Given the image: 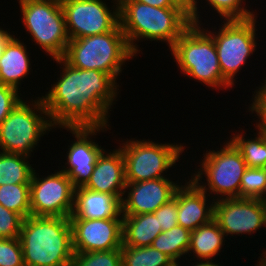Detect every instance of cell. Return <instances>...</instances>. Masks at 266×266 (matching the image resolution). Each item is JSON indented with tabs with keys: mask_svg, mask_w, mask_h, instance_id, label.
<instances>
[{
	"mask_svg": "<svg viewBox=\"0 0 266 266\" xmlns=\"http://www.w3.org/2000/svg\"><path fill=\"white\" fill-rule=\"evenodd\" d=\"M223 144L220 150L209 149L205 154L203 153L204 158L198 166L200 168L193 175L191 174V179L203 191L209 192L207 193L209 197L210 194L211 197L215 194L214 200L240 198L241 178L247 169L236 146L229 139ZM203 177L206 178L207 183L201 181Z\"/></svg>",
	"mask_w": 266,
	"mask_h": 266,
	"instance_id": "obj_7",
	"label": "cell"
},
{
	"mask_svg": "<svg viewBox=\"0 0 266 266\" xmlns=\"http://www.w3.org/2000/svg\"><path fill=\"white\" fill-rule=\"evenodd\" d=\"M0 266H25L19 238H0Z\"/></svg>",
	"mask_w": 266,
	"mask_h": 266,
	"instance_id": "obj_31",
	"label": "cell"
},
{
	"mask_svg": "<svg viewBox=\"0 0 266 266\" xmlns=\"http://www.w3.org/2000/svg\"><path fill=\"white\" fill-rule=\"evenodd\" d=\"M125 186V164L121 149L116 148L110 152L104 149L97 157L90 179L83 187L108 193L122 200Z\"/></svg>",
	"mask_w": 266,
	"mask_h": 266,
	"instance_id": "obj_18",
	"label": "cell"
},
{
	"mask_svg": "<svg viewBox=\"0 0 266 266\" xmlns=\"http://www.w3.org/2000/svg\"><path fill=\"white\" fill-rule=\"evenodd\" d=\"M24 218L0 204V238H19Z\"/></svg>",
	"mask_w": 266,
	"mask_h": 266,
	"instance_id": "obj_32",
	"label": "cell"
},
{
	"mask_svg": "<svg viewBox=\"0 0 266 266\" xmlns=\"http://www.w3.org/2000/svg\"><path fill=\"white\" fill-rule=\"evenodd\" d=\"M107 127H65L76 140L72 141L66 152V168L63 165L61 171L67 174L75 188L84 186L90 179L97 157L104 150L92 137L111 129Z\"/></svg>",
	"mask_w": 266,
	"mask_h": 266,
	"instance_id": "obj_14",
	"label": "cell"
},
{
	"mask_svg": "<svg viewBox=\"0 0 266 266\" xmlns=\"http://www.w3.org/2000/svg\"><path fill=\"white\" fill-rule=\"evenodd\" d=\"M258 200L265 205L266 204V185L264 187L263 192L261 193L260 197L258 198Z\"/></svg>",
	"mask_w": 266,
	"mask_h": 266,
	"instance_id": "obj_40",
	"label": "cell"
},
{
	"mask_svg": "<svg viewBox=\"0 0 266 266\" xmlns=\"http://www.w3.org/2000/svg\"><path fill=\"white\" fill-rule=\"evenodd\" d=\"M198 0H171V2L177 6L180 7L185 13H187L191 17L192 23L200 24L201 21L199 20L200 14L198 9Z\"/></svg>",
	"mask_w": 266,
	"mask_h": 266,
	"instance_id": "obj_36",
	"label": "cell"
},
{
	"mask_svg": "<svg viewBox=\"0 0 266 266\" xmlns=\"http://www.w3.org/2000/svg\"><path fill=\"white\" fill-rule=\"evenodd\" d=\"M188 180L184 185L181 183L174 196L177 199L178 225L192 232L214 219L216 200L211 203L207 198L209 195L192 179Z\"/></svg>",
	"mask_w": 266,
	"mask_h": 266,
	"instance_id": "obj_17",
	"label": "cell"
},
{
	"mask_svg": "<svg viewBox=\"0 0 266 266\" xmlns=\"http://www.w3.org/2000/svg\"><path fill=\"white\" fill-rule=\"evenodd\" d=\"M113 11L104 0H63L66 30L70 40L112 31L119 24V0Z\"/></svg>",
	"mask_w": 266,
	"mask_h": 266,
	"instance_id": "obj_11",
	"label": "cell"
},
{
	"mask_svg": "<svg viewBox=\"0 0 266 266\" xmlns=\"http://www.w3.org/2000/svg\"><path fill=\"white\" fill-rule=\"evenodd\" d=\"M134 56L118 24L112 31L70 40L62 58L75 68L100 70L117 81Z\"/></svg>",
	"mask_w": 266,
	"mask_h": 266,
	"instance_id": "obj_5",
	"label": "cell"
},
{
	"mask_svg": "<svg viewBox=\"0 0 266 266\" xmlns=\"http://www.w3.org/2000/svg\"><path fill=\"white\" fill-rule=\"evenodd\" d=\"M180 185L177 181L170 180L169 177L126 183L121 200L122 215L154 213L174 197Z\"/></svg>",
	"mask_w": 266,
	"mask_h": 266,
	"instance_id": "obj_16",
	"label": "cell"
},
{
	"mask_svg": "<svg viewBox=\"0 0 266 266\" xmlns=\"http://www.w3.org/2000/svg\"><path fill=\"white\" fill-rule=\"evenodd\" d=\"M11 86L0 84V124L22 100L21 93ZM20 94V96H19Z\"/></svg>",
	"mask_w": 266,
	"mask_h": 266,
	"instance_id": "obj_35",
	"label": "cell"
},
{
	"mask_svg": "<svg viewBox=\"0 0 266 266\" xmlns=\"http://www.w3.org/2000/svg\"><path fill=\"white\" fill-rule=\"evenodd\" d=\"M214 220L225 237L252 234L265 227V211L258 199L225 198L215 201Z\"/></svg>",
	"mask_w": 266,
	"mask_h": 266,
	"instance_id": "obj_13",
	"label": "cell"
},
{
	"mask_svg": "<svg viewBox=\"0 0 266 266\" xmlns=\"http://www.w3.org/2000/svg\"><path fill=\"white\" fill-rule=\"evenodd\" d=\"M37 98L18 102L0 124V151L31 157L41 137L55 128L42 97Z\"/></svg>",
	"mask_w": 266,
	"mask_h": 266,
	"instance_id": "obj_6",
	"label": "cell"
},
{
	"mask_svg": "<svg viewBox=\"0 0 266 266\" xmlns=\"http://www.w3.org/2000/svg\"><path fill=\"white\" fill-rule=\"evenodd\" d=\"M194 264L192 266H222L220 263L216 264L214 261L212 262V260H197Z\"/></svg>",
	"mask_w": 266,
	"mask_h": 266,
	"instance_id": "obj_39",
	"label": "cell"
},
{
	"mask_svg": "<svg viewBox=\"0 0 266 266\" xmlns=\"http://www.w3.org/2000/svg\"><path fill=\"white\" fill-rule=\"evenodd\" d=\"M154 215L158 218L159 227H162V231H168L172 227L178 225V208L177 199L174 196L167 203L160 206Z\"/></svg>",
	"mask_w": 266,
	"mask_h": 266,
	"instance_id": "obj_34",
	"label": "cell"
},
{
	"mask_svg": "<svg viewBox=\"0 0 266 266\" xmlns=\"http://www.w3.org/2000/svg\"><path fill=\"white\" fill-rule=\"evenodd\" d=\"M0 204L20 214L24 219L31 216L30 184H5L0 186Z\"/></svg>",
	"mask_w": 266,
	"mask_h": 266,
	"instance_id": "obj_27",
	"label": "cell"
},
{
	"mask_svg": "<svg viewBox=\"0 0 266 266\" xmlns=\"http://www.w3.org/2000/svg\"><path fill=\"white\" fill-rule=\"evenodd\" d=\"M263 207H264V211H265V227H266V204L263 205Z\"/></svg>",
	"mask_w": 266,
	"mask_h": 266,
	"instance_id": "obj_41",
	"label": "cell"
},
{
	"mask_svg": "<svg viewBox=\"0 0 266 266\" xmlns=\"http://www.w3.org/2000/svg\"><path fill=\"white\" fill-rule=\"evenodd\" d=\"M190 239L191 231L177 225L168 231H162L151 246L178 263L181 257L187 255Z\"/></svg>",
	"mask_w": 266,
	"mask_h": 266,
	"instance_id": "obj_24",
	"label": "cell"
},
{
	"mask_svg": "<svg viewBox=\"0 0 266 266\" xmlns=\"http://www.w3.org/2000/svg\"><path fill=\"white\" fill-rule=\"evenodd\" d=\"M207 4L220 15L221 20H245L256 16L255 12L247 9L245 0H205ZM246 7V8H245ZM223 18V19H222Z\"/></svg>",
	"mask_w": 266,
	"mask_h": 266,
	"instance_id": "obj_30",
	"label": "cell"
},
{
	"mask_svg": "<svg viewBox=\"0 0 266 266\" xmlns=\"http://www.w3.org/2000/svg\"><path fill=\"white\" fill-rule=\"evenodd\" d=\"M122 266H173L175 262L166 254L148 247L122 246Z\"/></svg>",
	"mask_w": 266,
	"mask_h": 266,
	"instance_id": "obj_26",
	"label": "cell"
},
{
	"mask_svg": "<svg viewBox=\"0 0 266 266\" xmlns=\"http://www.w3.org/2000/svg\"><path fill=\"white\" fill-rule=\"evenodd\" d=\"M19 5L23 26L35 44L51 56V59L62 58L70 39L61 2L19 0Z\"/></svg>",
	"mask_w": 266,
	"mask_h": 266,
	"instance_id": "obj_8",
	"label": "cell"
},
{
	"mask_svg": "<svg viewBox=\"0 0 266 266\" xmlns=\"http://www.w3.org/2000/svg\"><path fill=\"white\" fill-rule=\"evenodd\" d=\"M75 187L67 174L55 171L39 177L34 170L30 182V209L33 216L70 217Z\"/></svg>",
	"mask_w": 266,
	"mask_h": 266,
	"instance_id": "obj_12",
	"label": "cell"
},
{
	"mask_svg": "<svg viewBox=\"0 0 266 266\" xmlns=\"http://www.w3.org/2000/svg\"><path fill=\"white\" fill-rule=\"evenodd\" d=\"M264 83H261L262 86H259L258 89L254 91L252 97V103L249 105V109H247L250 113L255 112V114L259 118L256 121L255 129L259 132H266V77L264 79Z\"/></svg>",
	"mask_w": 266,
	"mask_h": 266,
	"instance_id": "obj_33",
	"label": "cell"
},
{
	"mask_svg": "<svg viewBox=\"0 0 266 266\" xmlns=\"http://www.w3.org/2000/svg\"><path fill=\"white\" fill-rule=\"evenodd\" d=\"M158 8L177 7L171 0H134Z\"/></svg>",
	"mask_w": 266,
	"mask_h": 266,
	"instance_id": "obj_37",
	"label": "cell"
},
{
	"mask_svg": "<svg viewBox=\"0 0 266 266\" xmlns=\"http://www.w3.org/2000/svg\"><path fill=\"white\" fill-rule=\"evenodd\" d=\"M191 24V17L180 7L158 8L134 0H119V25L135 57L141 52L137 41L167 42L171 49Z\"/></svg>",
	"mask_w": 266,
	"mask_h": 266,
	"instance_id": "obj_2",
	"label": "cell"
},
{
	"mask_svg": "<svg viewBox=\"0 0 266 266\" xmlns=\"http://www.w3.org/2000/svg\"><path fill=\"white\" fill-rule=\"evenodd\" d=\"M133 139H127L119 146L124 158L126 183L166 177L165 172L176 165L184 152L181 143L162 144L149 139Z\"/></svg>",
	"mask_w": 266,
	"mask_h": 266,
	"instance_id": "obj_9",
	"label": "cell"
},
{
	"mask_svg": "<svg viewBox=\"0 0 266 266\" xmlns=\"http://www.w3.org/2000/svg\"><path fill=\"white\" fill-rule=\"evenodd\" d=\"M246 133L233 134L230 141L240 151L247 167L266 168V138L264 133H255V138L245 137ZM244 135V136H243ZM249 138V139H248Z\"/></svg>",
	"mask_w": 266,
	"mask_h": 266,
	"instance_id": "obj_25",
	"label": "cell"
},
{
	"mask_svg": "<svg viewBox=\"0 0 266 266\" xmlns=\"http://www.w3.org/2000/svg\"><path fill=\"white\" fill-rule=\"evenodd\" d=\"M54 60L62 66V72L42 95L53 126L62 129L109 126V111L117 101L119 84L100 70L75 68L63 58Z\"/></svg>",
	"mask_w": 266,
	"mask_h": 266,
	"instance_id": "obj_1",
	"label": "cell"
},
{
	"mask_svg": "<svg viewBox=\"0 0 266 266\" xmlns=\"http://www.w3.org/2000/svg\"><path fill=\"white\" fill-rule=\"evenodd\" d=\"M13 36L14 35H12L10 31L4 30L3 28L0 27V56L4 51L6 44L10 41V39Z\"/></svg>",
	"mask_w": 266,
	"mask_h": 266,
	"instance_id": "obj_38",
	"label": "cell"
},
{
	"mask_svg": "<svg viewBox=\"0 0 266 266\" xmlns=\"http://www.w3.org/2000/svg\"><path fill=\"white\" fill-rule=\"evenodd\" d=\"M19 239L25 266H71L74 250L69 217L28 216Z\"/></svg>",
	"mask_w": 266,
	"mask_h": 266,
	"instance_id": "obj_3",
	"label": "cell"
},
{
	"mask_svg": "<svg viewBox=\"0 0 266 266\" xmlns=\"http://www.w3.org/2000/svg\"><path fill=\"white\" fill-rule=\"evenodd\" d=\"M201 26L192 23L170 49L171 55L185 76L215 90L228 89L232 85L222 76L213 37Z\"/></svg>",
	"mask_w": 266,
	"mask_h": 266,
	"instance_id": "obj_4",
	"label": "cell"
},
{
	"mask_svg": "<svg viewBox=\"0 0 266 266\" xmlns=\"http://www.w3.org/2000/svg\"><path fill=\"white\" fill-rule=\"evenodd\" d=\"M162 232L154 213L123 215L122 246L148 247Z\"/></svg>",
	"mask_w": 266,
	"mask_h": 266,
	"instance_id": "obj_21",
	"label": "cell"
},
{
	"mask_svg": "<svg viewBox=\"0 0 266 266\" xmlns=\"http://www.w3.org/2000/svg\"><path fill=\"white\" fill-rule=\"evenodd\" d=\"M30 157L0 151V186L5 184H30L34 168Z\"/></svg>",
	"mask_w": 266,
	"mask_h": 266,
	"instance_id": "obj_23",
	"label": "cell"
},
{
	"mask_svg": "<svg viewBox=\"0 0 266 266\" xmlns=\"http://www.w3.org/2000/svg\"><path fill=\"white\" fill-rule=\"evenodd\" d=\"M73 250L77 253L122 247V218L70 219Z\"/></svg>",
	"mask_w": 266,
	"mask_h": 266,
	"instance_id": "obj_15",
	"label": "cell"
},
{
	"mask_svg": "<svg viewBox=\"0 0 266 266\" xmlns=\"http://www.w3.org/2000/svg\"><path fill=\"white\" fill-rule=\"evenodd\" d=\"M26 47L15 35L6 44L0 56V84L20 90L21 81L31 72L30 53Z\"/></svg>",
	"mask_w": 266,
	"mask_h": 266,
	"instance_id": "obj_20",
	"label": "cell"
},
{
	"mask_svg": "<svg viewBox=\"0 0 266 266\" xmlns=\"http://www.w3.org/2000/svg\"><path fill=\"white\" fill-rule=\"evenodd\" d=\"M71 266H122L121 248L109 251L74 252Z\"/></svg>",
	"mask_w": 266,
	"mask_h": 266,
	"instance_id": "obj_28",
	"label": "cell"
},
{
	"mask_svg": "<svg viewBox=\"0 0 266 266\" xmlns=\"http://www.w3.org/2000/svg\"><path fill=\"white\" fill-rule=\"evenodd\" d=\"M181 261L179 263H175L173 266H181Z\"/></svg>",
	"mask_w": 266,
	"mask_h": 266,
	"instance_id": "obj_42",
	"label": "cell"
},
{
	"mask_svg": "<svg viewBox=\"0 0 266 266\" xmlns=\"http://www.w3.org/2000/svg\"><path fill=\"white\" fill-rule=\"evenodd\" d=\"M266 185V168L247 167L240 186V198L258 199Z\"/></svg>",
	"mask_w": 266,
	"mask_h": 266,
	"instance_id": "obj_29",
	"label": "cell"
},
{
	"mask_svg": "<svg viewBox=\"0 0 266 266\" xmlns=\"http://www.w3.org/2000/svg\"><path fill=\"white\" fill-rule=\"evenodd\" d=\"M70 219L123 218L119 197L95 192L83 186L75 188L74 205Z\"/></svg>",
	"mask_w": 266,
	"mask_h": 266,
	"instance_id": "obj_19",
	"label": "cell"
},
{
	"mask_svg": "<svg viewBox=\"0 0 266 266\" xmlns=\"http://www.w3.org/2000/svg\"><path fill=\"white\" fill-rule=\"evenodd\" d=\"M257 16L245 20H224L219 30L207 32L213 37L222 76L232 85L240 68L256 51ZM215 31V32H214ZM217 34V35H216Z\"/></svg>",
	"mask_w": 266,
	"mask_h": 266,
	"instance_id": "obj_10",
	"label": "cell"
},
{
	"mask_svg": "<svg viewBox=\"0 0 266 266\" xmlns=\"http://www.w3.org/2000/svg\"><path fill=\"white\" fill-rule=\"evenodd\" d=\"M225 234L213 219L191 232L188 256L193 253L197 260H214L220 256L221 249L225 245ZM190 252V253H189ZM196 254V255H195Z\"/></svg>",
	"mask_w": 266,
	"mask_h": 266,
	"instance_id": "obj_22",
	"label": "cell"
}]
</instances>
